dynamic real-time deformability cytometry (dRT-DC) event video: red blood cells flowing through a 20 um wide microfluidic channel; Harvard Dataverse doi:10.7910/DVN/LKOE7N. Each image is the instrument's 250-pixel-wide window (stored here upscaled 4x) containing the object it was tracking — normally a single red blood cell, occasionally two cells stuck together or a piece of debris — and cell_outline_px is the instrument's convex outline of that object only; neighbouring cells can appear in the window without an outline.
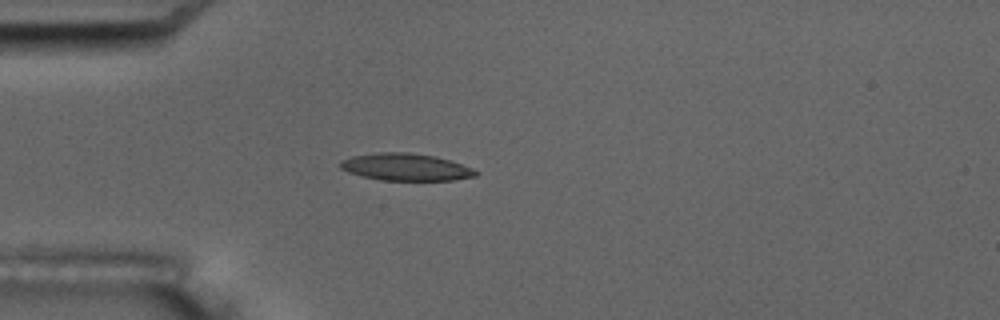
{"species": "common noctule bat (a hibernating species)", "species_latin": "Nyctalus noctula", "temperature_condition": "room temperature", "stored_images_in_passage": 1, "camera_frame_rate_fps": 3000, "um_per_image_px": 0.085, "animal": {"sex": "male", "body_mass_g": 17.5, "forearm_length_mm": 52.3}, "frame": {"image": 1, "passage_image": 1, "time_ms": 0.0, "image_size_px": [1000, 320], "cell_outline_px": [[480, 172], [476, 176], [452, 180], [380, 180], [348, 172], [340, 168], [340, 160], [352, 156], [376, 152], [408, 152], [436, 156], [472, 168]], "centroid_in_image_um": [34.47, 14.19], "position_along_channel_um": 50.5, "area_um2": 21.39}}